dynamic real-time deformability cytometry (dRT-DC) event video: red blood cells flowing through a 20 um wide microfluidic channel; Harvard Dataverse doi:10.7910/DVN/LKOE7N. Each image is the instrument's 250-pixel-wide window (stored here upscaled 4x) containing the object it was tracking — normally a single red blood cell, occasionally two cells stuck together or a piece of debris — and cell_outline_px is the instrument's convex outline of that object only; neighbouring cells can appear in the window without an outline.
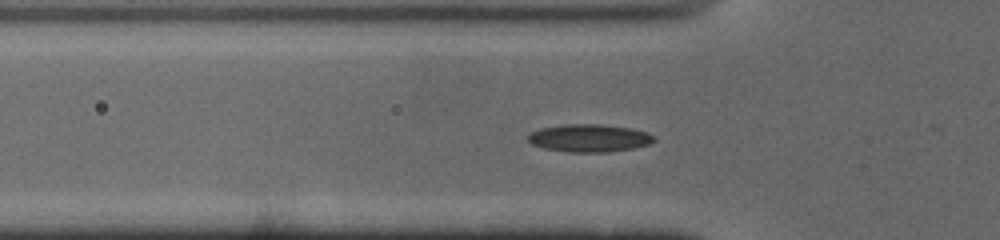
{"species": "common noctule bat (a hibernating species)", "species_latin": "Nyctalus noctula", "temperature_condition": "cold", "stored_images_in_passage": 51, "camera_frame_rate_fps": 3000, "um_per_image_px": 0.085, "animal": {"sex": "male", "body_mass_g": 19.0, "forearm_length_mm": 50.8}, "frame": {"image": 1, "passage_image": 15, "time_ms": 4.667, "image_size_px": [1000, 240], "cell_outline_px": [[656, 140], [648, 144], [632, 148], [608, 152], [568, 152], [544, 148], [532, 144], [528, 140], [528, 136], [532, 132], [540, 128], [560, 124], [600, 124], [632, 128], [648, 132], [656, 136]], "centroid_in_image_um": [50.11, 11.73], "position_along_channel_um": 75.7, "area_um2": 20.46}}
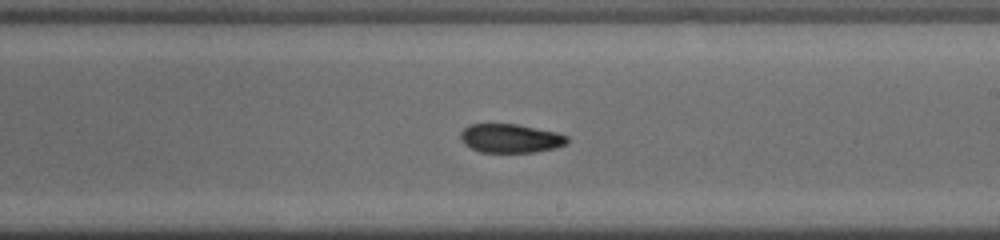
{"frame": {"image": 2, "passage_image": 28, "time_ms": 9.0, "image_size_px": [1000, 240], "cell_outline_px": [[568, 144], [556, 148], [536, 152], [480, 152], [464, 144], [460, 140], [460, 132], [468, 124], [516, 124], [556, 132], [568, 136]], "centroid_in_image_um": [43.39, 11.76], "position_along_channel_um": 245.6, "area_um2": 18.03}}
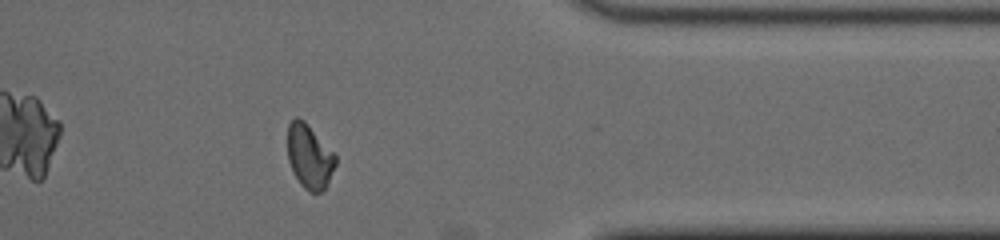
{"frame": {"image": 3, "passage_image": 40, "time_ms": 13.0, "image_size_px": [1000, 240], "cell_outline_px": [[336, 164], [324, 192], [308, 192], [300, 184], [292, 172], [288, 160], [288, 124], [296, 116], [304, 120], [336, 156]], "centroid_in_image_um": [26.29, 13.33], "position_along_channel_um": 385.1, "area_um2": 17.92}, "authors_computed_cell_mechanics": {"area_um2": 18.3804, "velocity_mm_per_s": 3.9289, "shape_relaxation_time_tau1_ms": null, "shape_relaxation_time_tau2_ms": 3.4217, "deformation_change_tau1": null, "deformation_change_tau2": 0.0731}}